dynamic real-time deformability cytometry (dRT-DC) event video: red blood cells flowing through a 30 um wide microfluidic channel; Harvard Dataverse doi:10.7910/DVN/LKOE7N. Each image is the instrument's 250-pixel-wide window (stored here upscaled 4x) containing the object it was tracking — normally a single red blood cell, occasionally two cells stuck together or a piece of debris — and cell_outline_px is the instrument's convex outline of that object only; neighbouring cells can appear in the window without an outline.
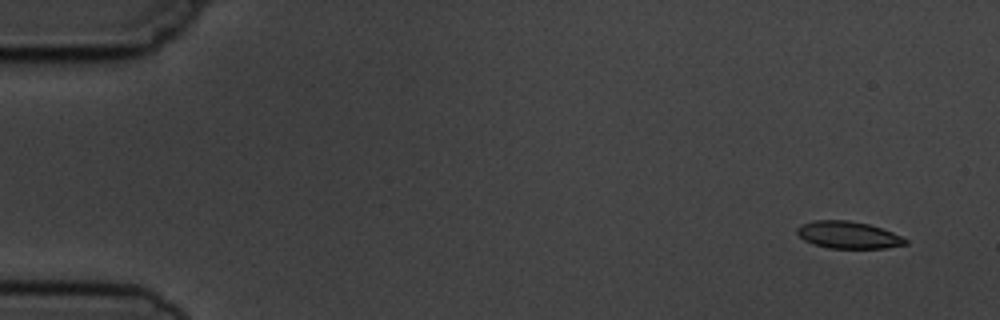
{"species": "common noctule bat (a hibernating species)", "species_latin": "Nyctalus noctula", "temperature_condition": "cold", "stored_images_in_passage": 7, "camera_frame_rate_fps": 3000, "um_per_image_px": 0.085, "animal": {"sex": "male", "body_mass_g": 19.5, "forearm_length_mm": 54.6}, "frame": {"image": 1, "passage_image": 1, "time_ms": 0.0, "image_size_px": [1000, 320], "cell_outline_px": [[908, 244], [884, 248], [828, 248], [812, 244], [804, 240], [796, 232], [796, 228], [800, 224], [812, 220], [848, 220], [868, 224], [892, 232], [908, 240]], "centroid_in_image_um": [72.06, 19.97], "position_along_channel_um": 12.9, "area_um2": 17.17}}
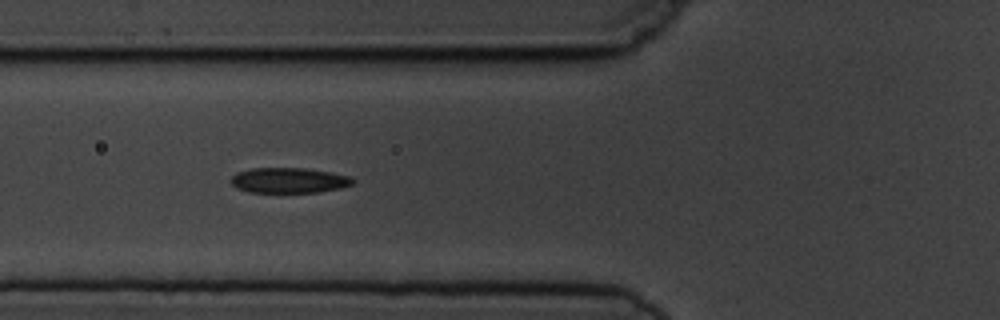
{"frame": {"image": 2, "passage_image": 6, "time_ms": 5.667, "image_size_px": [1000, 320], "cell_outline_px": [[356, 180], [352, 184], [340, 188], [320, 192], [248, 192], [236, 188], [228, 180], [236, 172], [252, 168], [304, 168], [332, 172], [348, 176]], "centroid_in_image_um": [24.53, 15.33], "position_along_channel_um": 101.3, "area_um2": 18.09}}
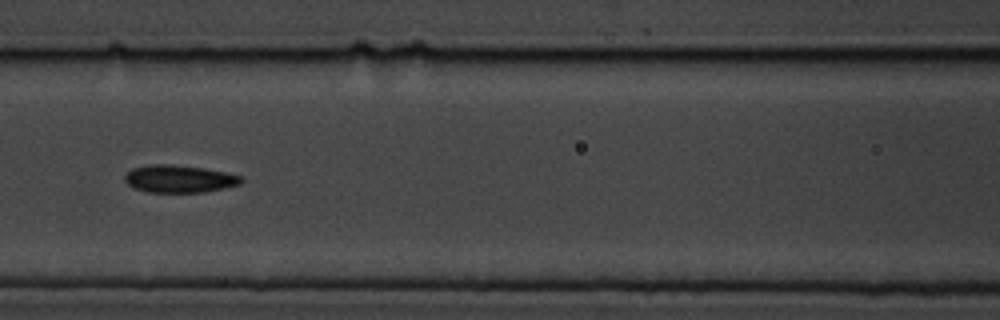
{"frame": {"image": 3, "passage_image": 7, "time_ms": 7.0, "image_size_px": [1000, 320], "cell_outline_px": [[244, 180], [240, 184], [224, 188], [204, 192], [148, 192], [136, 188], [128, 184], [124, 180], [124, 176], [132, 168], [148, 164], [168, 164], [204, 168], [224, 172], [240, 176]], "centroid_in_image_um": [15.22, 15.2], "position_along_channel_um": 151.4, "area_um2": 18.55}}